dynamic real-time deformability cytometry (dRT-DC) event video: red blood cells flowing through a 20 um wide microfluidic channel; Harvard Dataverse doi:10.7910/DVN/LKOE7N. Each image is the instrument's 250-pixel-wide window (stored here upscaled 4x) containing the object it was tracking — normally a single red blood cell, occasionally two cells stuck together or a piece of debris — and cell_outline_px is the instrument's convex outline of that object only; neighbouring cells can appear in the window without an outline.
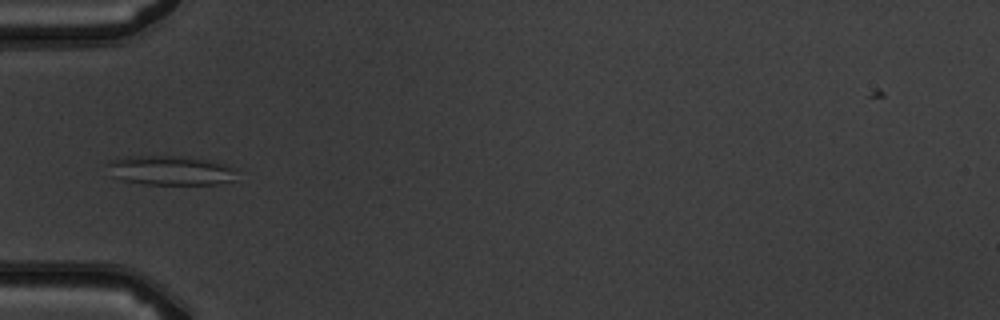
{"species": "common noctule bat (a hibernating species)", "species_latin": "Nyctalus noctula", "temperature_condition": "warm", "stored_images_in_passage": 4, "camera_frame_rate_fps": 3000, "um_per_image_px": 0.085, "animal": {"sex": "male", "body_mass_g": 19.5, "forearm_length_mm": 54.6}, "frame": {"image": 1, "passage_image": 2, "time_ms": 1.333, "image_size_px": [1000, 320], "cell_outline_px": [[236, 180], [216, 184], [144, 184], [124, 180], [112, 176], [108, 164], [108, 160], [124, 156], [184, 156], [224, 164], [236, 168]], "centroid_in_image_um": [14.49, 14.48], "position_along_channel_um": 70.5, "area_um2": 22.14}}
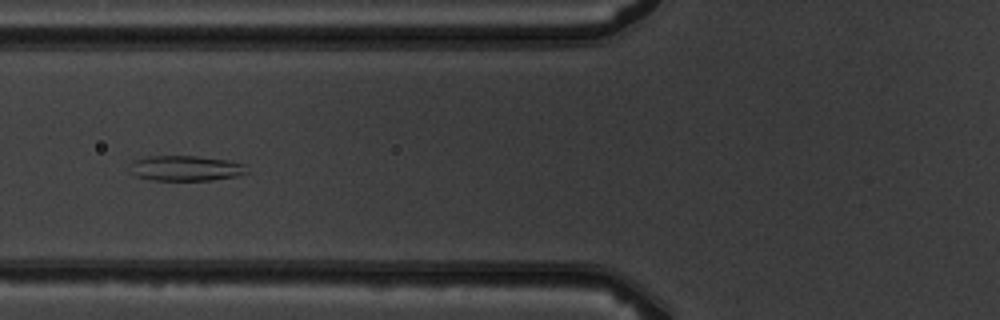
{"frame": {"image": 2, "passage_image": 3, "time_ms": 2.333, "image_size_px": [1000, 320], "cell_outline_px": [[248, 172], [236, 176], [212, 180], [152, 180], [136, 176], [128, 172], [132, 160], [148, 156], [196, 156], [228, 160], [244, 164]], "centroid_in_image_um": [15.73, 14.3], "position_along_channel_um": 110.1, "area_um2": 17.34}}